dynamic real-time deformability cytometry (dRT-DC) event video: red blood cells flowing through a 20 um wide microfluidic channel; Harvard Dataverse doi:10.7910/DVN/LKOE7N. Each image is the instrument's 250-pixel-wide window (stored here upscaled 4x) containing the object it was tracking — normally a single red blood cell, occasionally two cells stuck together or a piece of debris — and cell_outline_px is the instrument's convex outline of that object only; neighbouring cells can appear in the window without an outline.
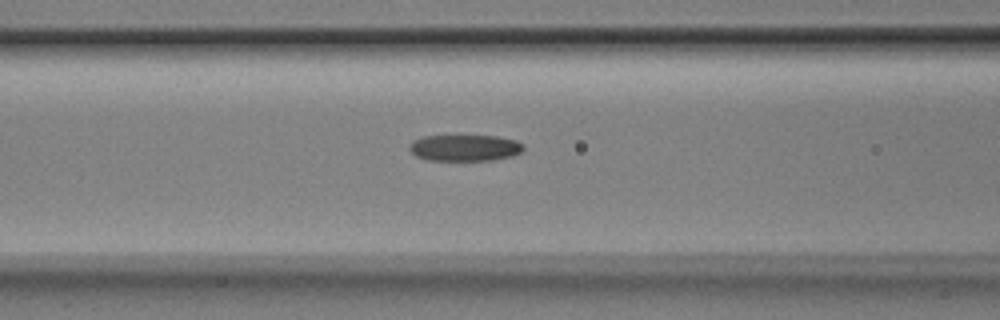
{"species": "Egyptian fruit bat (a non-hibernating species)", "species_latin": "Rousettus aegyptiacus", "temperature_condition": "room temperature", "stored_images_in_passage": 7, "camera_frame_rate_fps": 3000, "um_per_image_px": 0.085, "animal": {"sex": "male"}, "frame": {"image": 1, "passage_image": 7, "time_ms": 2.0, "image_size_px": [1000, 320], "cell_outline_px": [[524, 148], [520, 152], [512, 156], [492, 160], [424, 160], [416, 156], [408, 148], [412, 140], [424, 136], [496, 136], [516, 140], [524, 144]], "centroid_in_image_um": [39.49, 12.56], "position_along_channel_um": 127.1, "area_um2": 17.57}}